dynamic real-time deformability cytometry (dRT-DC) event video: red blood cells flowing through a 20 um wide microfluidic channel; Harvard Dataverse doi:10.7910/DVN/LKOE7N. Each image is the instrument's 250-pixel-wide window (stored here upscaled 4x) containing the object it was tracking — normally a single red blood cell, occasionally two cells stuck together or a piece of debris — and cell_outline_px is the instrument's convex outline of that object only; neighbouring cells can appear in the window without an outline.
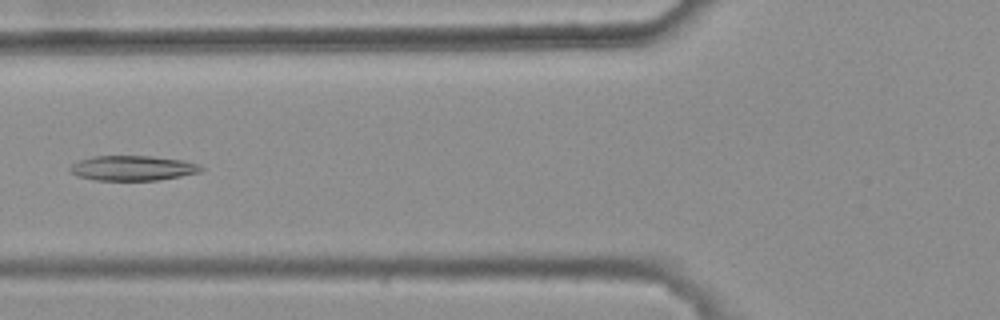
{"species": "common noctule bat (a hibernating species)", "species_latin": "Nyctalus noctula", "temperature_condition": "warm", "stored_images_in_passage": 6, "camera_frame_rate_fps": 3000, "um_per_image_px": 0.085, "animal": {"sex": "female", "body_mass_g": 25.1}, "frame": {"image": 1, "passage_image": 5, "time_ms": 1.333, "image_size_px": [1000, 320], "cell_outline_px": [[204, 168], [200, 172], [180, 176], [156, 180], [96, 180], [76, 176], [68, 168], [72, 164], [80, 160], [92, 156], [152, 156], [180, 160], [200, 164]], "centroid_in_image_um": [11.26, 14.28], "position_along_channel_um": 114.5, "area_um2": 18.96}}
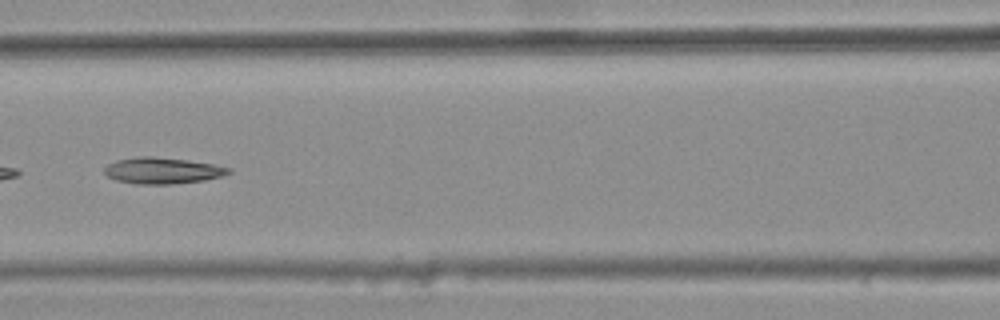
{"frame": {"image": 2, "passage_image": 6, "time_ms": 1.667, "image_size_px": [1000, 320], "cell_outline_px": [[232, 172], [224, 176], [204, 180], [172, 184], [136, 184], [116, 180], [108, 176], [104, 172], [104, 168], [108, 164], [116, 160], [140, 156], [152, 156], [188, 160], [216, 164], [232, 168]], "centroid_in_image_um": [13.85, 14.5], "position_along_channel_um": 152.7, "area_um2": 19.19}}